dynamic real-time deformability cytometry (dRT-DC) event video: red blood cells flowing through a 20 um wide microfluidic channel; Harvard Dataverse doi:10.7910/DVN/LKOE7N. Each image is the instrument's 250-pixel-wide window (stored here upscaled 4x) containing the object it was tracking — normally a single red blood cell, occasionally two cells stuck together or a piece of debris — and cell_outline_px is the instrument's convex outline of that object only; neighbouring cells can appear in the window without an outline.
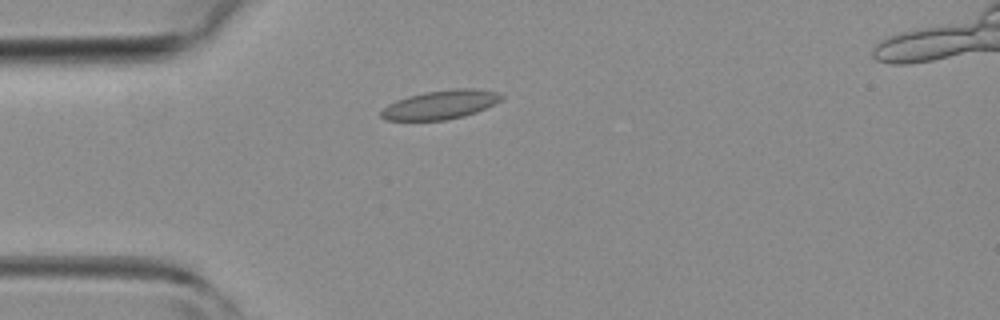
{"species": "common noctule bat (a hibernating species)", "species_latin": "Nyctalus noctula", "temperature_condition": "room temperature", "stored_images_in_passage": 3, "camera_frame_rate_fps": 3000, "um_per_image_px": 0.085, "animal": {"sex": "female", "body_mass_g": 19.3, "forearm_length_mm": 54.1}, "frame": {"image": 1, "passage_image": 2, "time_ms": 1.333, "image_size_px": [1000, 320], "cell_outline_px": [[504, 96], [500, 100], [476, 112], [464, 116], [444, 120], [384, 120], [380, 116], [380, 112], [388, 104], [396, 100], [408, 96], [424, 92], [452, 88], [476, 88], [496, 92]], "centroid_in_image_um": [37.41, 8.89], "position_along_channel_um": 47.6, "area_um2": 20.17}}